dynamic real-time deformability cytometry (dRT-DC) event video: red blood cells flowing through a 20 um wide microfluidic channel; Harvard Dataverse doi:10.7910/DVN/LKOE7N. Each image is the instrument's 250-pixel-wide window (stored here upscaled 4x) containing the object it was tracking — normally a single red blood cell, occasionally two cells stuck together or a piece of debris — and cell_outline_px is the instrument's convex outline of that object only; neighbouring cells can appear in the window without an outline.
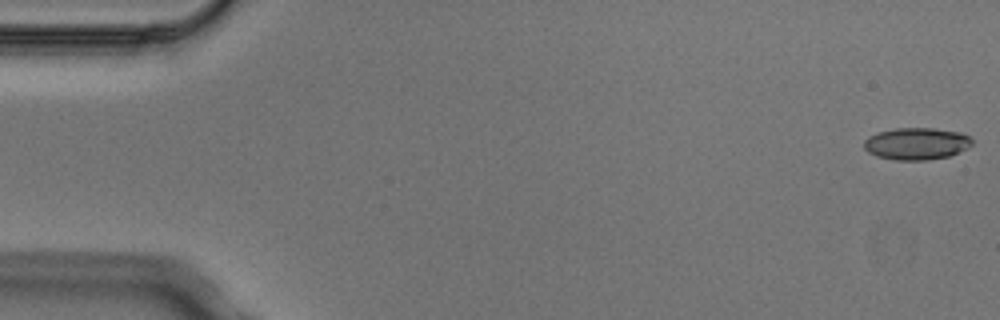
{"species": "Egyptian fruit bat (a non-hibernating species)", "species_latin": "Rousettus aegyptiacus", "temperature_condition": "cold", "stored_images_in_passage": 4, "camera_frame_rate_fps": 3000, "um_per_image_px": 0.085, "animal": {"sex": "male"}, "frame": {"image": 1, "passage_image": 4, "time_ms": 1.0, "image_size_px": [1000, 320], "cell_outline_px": [[972, 144], [968, 148], [948, 156], [928, 160], [896, 160], [876, 156], [868, 152], [864, 148], [864, 140], [868, 136], [880, 132], [896, 128], [936, 128], [960, 132], [972, 136]], "centroid_in_image_um": [77.92, 12.21], "position_along_channel_um": 7.1, "area_um2": 20.29}}